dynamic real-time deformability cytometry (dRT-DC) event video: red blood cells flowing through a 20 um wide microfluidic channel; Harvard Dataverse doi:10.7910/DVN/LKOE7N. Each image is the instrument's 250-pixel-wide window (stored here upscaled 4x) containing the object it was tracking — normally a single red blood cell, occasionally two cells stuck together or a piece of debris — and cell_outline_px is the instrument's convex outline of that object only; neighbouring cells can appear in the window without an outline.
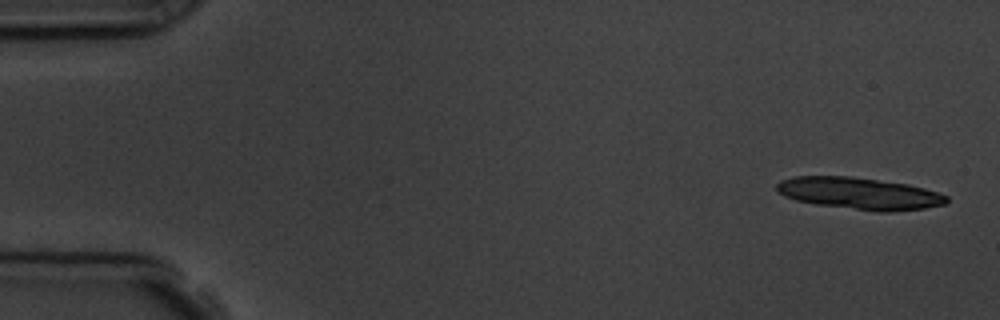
{"species": "common noctule bat (a hibernating species)", "species_latin": "Nyctalus noctula", "temperature_condition": "room temperature", "stored_images_in_passage": 5, "camera_frame_rate_fps": 3000, "um_per_image_px": 0.085, "animal": {"sex": "male", "body_mass_g": 19.5, "forearm_length_mm": 54.6}, "frame": {"image": 1, "passage_image": 1, "time_ms": 0.0, "image_size_px": [1000, 320], "cell_outline_px": [[948, 204], [924, 208], [888, 212], [876, 212], [816, 204], [796, 200], [784, 196], [776, 192], [776, 184], [780, 180], [796, 176], [848, 176], [908, 184], [924, 188], [948, 196]], "centroid_in_image_um": [73.03, 16.44], "position_along_channel_um": 12.0, "area_um2": 31.67}}